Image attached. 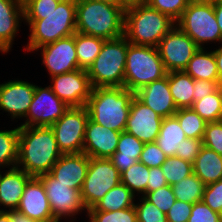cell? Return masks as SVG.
I'll use <instances>...</instances> for the list:
<instances>
[{
  "label": "cell",
  "instance_id": "cell-14",
  "mask_svg": "<svg viewBox=\"0 0 222 222\" xmlns=\"http://www.w3.org/2000/svg\"><path fill=\"white\" fill-rule=\"evenodd\" d=\"M50 78L51 84L49 87L67 106H86L92 91L87 70L77 69Z\"/></svg>",
  "mask_w": 222,
  "mask_h": 222
},
{
  "label": "cell",
  "instance_id": "cell-35",
  "mask_svg": "<svg viewBox=\"0 0 222 222\" xmlns=\"http://www.w3.org/2000/svg\"><path fill=\"white\" fill-rule=\"evenodd\" d=\"M174 116L178 119L186 138L203 139L207 122L192 108L178 109Z\"/></svg>",
  "mask_w": 222,
  "mask_h": 222
},
{
  "label": "cell",
  "instance_id": "cell-25",
  "mask_svg": "<svg viewBox=\"0 0 222 222\" xmlns=\"http://www.w3.org/2000/svg\"><path fill=\"white\" fill-rule=\"evenodd\" d=\"M193 173L205 185L219 181L222 178V155L202 146L193 162Z\"/></svg>",
  "mask_w": 222,
  "mask_h": 222
},
{
  "label": "cell",
  "instance_id": "cell-36",
  "mask_svg": "<svg viewBox=\"0 0 222 222\" xmlns=\"http://www.w3.org/2000/svg\"><path fill=\"white\" fill-rule=\"evenodd\" d=\"M161 169L168 185L172 186L183 178L193 174V163L177 156H170L161 165Z\"/></svg>",
  "mask_w": 222,
  "mask_h": 222
},
{
  "label": "cell",
  "instance_id": "cell-40",
  "mask_svg": "<svg viewBox=\"0 0 222 222\" xmlns=\"http://www.w3.org/2000/svg\"><path fill=\"white\" fill-rule=\"evenodd\" d=\"M144 197L165 214L176 201V197L170 185L148 192Z\"/></svg>",
  "mask_w": 222,
  "mask_h": 222
},
{
  "label": "cell",
  "instance_id": "cell-48",
  "mask_svg": "<svg viewBox=\"0 0 222 222\" xmlns=\"http://www.w3.org/2000/svg\"><path fill=\"white\" fill-rule=\"evenodd\" d=\"M219 81L194 79V101L200 100L206 95L215 92L220 87Z\"/></svg>",
  "mask_w": 222,
  "mask_h": 222
},
{
  "label": "cell",
  "instance_id": "cell-5",
  "mask_svg": "<svg viewBox=\"0 0 222 222\" xmlns=\"http://www.w3.org/2000/svg\"><path fill=\"white\" fill-rule=\"evenodd\" d=\"M175 22L147 3L125 8L124 36L136 45L157 47Z\"/></svg>",
  "mask_w": 222,
  "mask_h": 222
},
{
  "label": "cell",
  "instance_id": "cell-27",
  "mask_svg": "<svg viewBox=\"0 0 222 222\" xmlns=\"http://www.w3.org/2000/svg\"><path fill=\"white\" fill-rule=\"evenodd\" d=\"M193 86L194 79L185 71L169 72V89L177 109L192 107Z\"/></svg>",
  "mask_w": 222,
  "mask_h": 222
},
{
  "label": "cell",
  "instance_id": "cell-16",
  "mask_svg": "<svg viewBox=\"0 0 222 222\" xmlns=\"http://www.w3.org/2000/svg\"><path fill=\"white\" fill-rule=\"evenodd\" d=\"M163 118L136 96L132 98L125 132L143 143L156 142Z\"/></svg>",
  "mask_w": 222,
  "mask_h": 222
},
{
  "label": "cell",
  "instance_id": "cell-11",
  "mask_svg": "<svg viewBox=\"0 0 222 222\" xmlns=\"http://www.w3.org/2000/svg\"><path fill=\"white\" fill-rule=\"evenodd\" d=\"M45 188L47 198L52 210L53 217L58 221L70 219V222L75 221V216L82 211L87 214L81 192L77 189H72L63 183L58 182L50 173H45L39 176ZM74 216V217H73ZM74 218V219H73Z\"/></svg>",
  "mask_w": 222,
  "mask_h": 222
},
{
  "label": "cell",
  "instance_id": "cell-29",
  "mask_svg": "<svg viewBox=\"0 0 222 222\" xmlns=\"http://www.w3.org/2000/svg\"><path fill=\"white\" fill-rule=\"evenodd\" d=\"M185 139V133L175 116L163 118L156 143L168 157L175 156L179 144Z\"/></svg>",
  "mask_w": 222,
  "mask_h": 222
},
{
  "label": "cell",
  "instance_id": "cell-54",
  "mask_svg": "<svg viewBox=\"0 0 222 222\" xmlns=\"http://www.w3.org/2000/svg\"><path fill=\"white\" fill-rule=\"evenodd\" d=\"M0 222H12L11 211H0Z\"/></svg>",
  "mask_w": 222,
  "mask_h": 222
},
{
  "label": "cell",
  "instance_id": "cell-41",
  "mask_svg": "<svg viewBox=\"0 0 222 222\" xmlns=\"http://www.w3.org/2000/svg\"><path fill=\"white\" fill-rule=\"evenodd\" d=\"M202 142L203 146L222 155V121L206 124Z\"/></svg>",
  "mask_w": 222,
  "mask_h": 222
},
{
  "label": "cell",
  "instance_id": "cell-20",
  "mask_svg": "<svg viewBox=\"0 0 222 222\" xmlns=\"http://www.w3.org/2000/svg\"><path fill=\"white\" fill-rule=\"evenodd\" d=\"M88 165L89 156L83 152L77 154H62L53 165L50 174L54 176L58 182L81 192Z\"/></svg>",
  "mask_w": 222,
  "mask_h": 222
},
{
  "label": "cell",
  "instance_id": "cell-12",
  "mask_svg": "<svg viewBox=\"0 0 222 222\" xmlns=\"http://www.w3.org/2000/svg\"><path fill=\"white\" fill-rule=\"evenodd\" d=\"M157 49L165 70L169 73L184 71L199 47L175 24L161 39Z\"/></svg>",
  "mask_w": 222,
  "mask_h": 222
},
{
  "label": "cell",
  "instance_id": "cell-47",
  "mask_svg": "<svg viewBox=\"0 0 222 222\" xmlns=\"http://www.w3.org/2000/svg\"><path fill=\"white\" fill-rule=\"evenodd\" d=\"M192 206L191 203L176 200L166 213L167 222H187Z\"/></svg>",
  "mask_w": 222,
  "mask_h": 222
},
{
  "label": "cell",
  "instance_id": "cell-53",
  "mask_svg": "<svg viewBox=\"0 0 222 222\" xmlns=\"http://www.w3.org/2000/svg\"><path fill=\"white\" fill-rule=\"evenodd\" d=\"M142 3H146V0H119V5H122L124 8Z\"/></svg>",
  "mask_w": 222,
  "mask_h": 222
},
{
  "label": "cell",
  "instance_id": "cell-37",
  "mask_svg": "<svg viewBox=\"0 0 222 222\" xmlns=\"http://www.w3.org/2000/svg\"><path fill=\"white\" fill-rule=\"evenodd\" d=\"M89 222H137L135 207L117 211H87Z\"/></svg>",
  "mask_w": 222,
  "mask_h": 222
},
{
  "label": "cell",
  "instance_id": "cell-32",
  "mask_svg": "<svg viewBox=\"0 0 222 222\" xmlns=\"http://www.w3.org/2000/svg\"><path fill=\"white\" fill-rule=\"evenodd\" d=\"M171 187L176 200L194 204L202 201L206 185L193 173Z\"/></svg>",
  "mask_w": 222,
  "mask_h": 222
},
{
  "label": "cell",
  "instance_id": "cell-8",
  "mask_svg": "<svg viewBox=\"0 0 222 222\" xmlns=\"http://www.w3.org/2000/svg\"><path fill=\"white\" fill-rule=\"evenodd\" d=\"M175 24L199 48H205L204 44L210 42L222 44V33L216 20L213 3L191 0Z\"/></svg>",
  "mask_w": 222,
  "mask_h": 222
},
{
  "label": "cell",
  "instance_id": "cell-56",
  "mask_svg": "<svg viewBox=\"0 0 222 222\" xmlns=\"http://www.w3.org/2000/svg\"><path fill=\"white\" fill-rule=\"evenodd\" d=\"M201 1L209 2V3H216L221 0H201Z\"/></svg>",
  "mask_w": 222,
  "mask_h": 222
},
{
  "label": "cell",
  "instance_id": "cell-2",
  "mask_svg": "<svg viewBox=\"0 0 222 222\" xmlns=\"http://www.w3.org/2000/svg\"><path fill=\"white\" fill-rule=\"evenodd\" d=\"M29 26V40L24 51L37 48L76 33V0L58 3L49 14H24Z\"/></svg>",
  "mask_w": 222,
  "mask_h": 222
},
{
  "label": "cell",
  "instance_id": "cell-44",
  "mask_svg": "<svg viewBox=\"0 0 222 222\" xmlns=\"http://www.w3.org/2000/svg\"><path fill=\"white\" fill-rule=\"evenodd\" d=\"M202 201L213 211L222 215V178L206 185Z\"/></svg>",
  "mask_w": 222,
  "mask_h": 222
},
{
  "label": "cell",
  "instance_id": "cell-49",
  "mask_svg": "<svg viewBox=\"0 0 222 222\" xmlns=\"http://www.w3.org/2000/svg\"><path fill=\"white\" fill-rule=\"evenodd\" d=\"M168 185L161 167L149 168L147 193Z\"/></svg>",
  "mask_w": 222,
  "mask_h": 222
},
{
  "label": "cell",
  "instance_id": "cell-52",
  "mask_svg": "<svg viewBox=\"0 0 222 222\" xmlns=\"http://www.w3.org/2000/svg\"><path fill=\"white\" fill-rule=\"evenodd\" d=\"M214 12L216 15V20L218 23V26L220 28V31L222 33V0L218 1L216 3H213Z\"/></svg>",
  "mask_w": 222,
  "mask_h": 222
},
{
  "label": "cell",
  "instance_id": "cell-15",
  "mask_svg": "<svg viewBox=\"0 0 222 222\" xmlns=\"http://www.w3.org/2000/svg\"><path fill=\"white\" fill-rule=\"evenodd\" d=\"M41 50L42 63L50 77L79 69L75 49V34L61 38L54 43L37 48Z\"/></svg>",
  "mask_w": 222,
  "mask_h": 222
},
{
  "label": "cell",
  "instance_id": "cell-45",
  "mask_svg": "<svg viewBox=\"0 0 222 222\" xmlns=\"http://www.w3.org/2000/svg\"><path fill=\"white\" fill-rule=\"evenodd\" d=\"M202 146V139L186 138L179 144L175 156L193 163Z\"/></svg>",
  "mask_w": 222,
  "mask_h": 222
},
{
  "label": "cell",
  "instance_id": "cell-7",
  "mask_svg": "<svg viewBox=\"0 0 222 222\" xmlns=\"http://www.w3.org/2000/svg\"><path fill=\"white\" fill-rule=\"evenodd\" d=\"M167 75L157 47L129 42L124 75V87L134 93Z\"/></svg>",
  "mask_w": 222,
  "mask_h": 222
},
{
  "label": "cell",
  "instance_id": "cell-9",
  "mask_svg": "<svg viewBox=\"0 0 222 222\" xmlns=\"http://www.w3.org/2000/svg\"><path fill=\"white\" fill-rule=\"evenodd\" d=\"M121 182V173L110 159L91 158L81 197L87 209L92 208L103 196Z\"/></svg>",
  "mask_w": 222,
  "mask_h": 222
},
{
  "label": "cell",
  "instance_id": "cell-46",
  "mask_svg": "<svg viewBox=\"0 0 222 222\" xmlns=\"http://www.w3.org/2000/svg\"><path fill=\"white\" fill-rule=\"evenodd\" d=\"M58 3L54 0H23L24 14H49Z\"/></svg>",
  "mask_w": 222,
  "mask_h": 222
},
{
  "label": "cell",
  "instance_id": "cell-21",
  "mask_svg": "<svg viewBox=\"0 0 222 222\" xmlns=\"http://www.w3.org/2000/svg\"><path fill=\"white\" fill-rule=\"evenodd\" d=\"M135 96L162 118L174 116L178 110L169 89V73L139 89Z\"/></svg>",
  "mask_w": 222,
  "mask_h": 222
},
{
  "label": "cell",
  "instance_id": "cell-34",
  "mask_svg": "<svg viewBox=\"0 0 222 222\" xmlns=\"http://www.w3.org/2000/svg\"><path fill=\"white\" fill-rule=\"evenodd\" d=\"M149 178V168L137 161L127 170L121 173V183H123L134 194L145 196L147 194V184Z\"/></svg>",
  "mask_w": 222,
  "mask_h": 222
},
{
  "label": "cell",
  "instance_id": "cell-4",
  "mask_svg": "<svg viewBox=\"0 0 222 222\" xmlns=\"http://www.w3.org/2000/svg\"><path fill=\"white\" fill-rule=\"evenodd\" d=\"M135 93L125 87L92 88L86 108L89 119L107 128L124 132Z\"/></svg>",
  "mask_w": 222,
  "mask_h": 222
},
{
  "label": "cell",
  "instance_id": "cell-38",
  "mask_svg": "<svg viewBox=\"0 0 222 222\" xmlns=\"http://www.w3.org/2000/svg\"><path fill=\"white\" fill-rule=\"evenodd\" d=\"M138 200L134 205L137 222H167L166 214L144 196H139Z\"/></svg>",
  "mask_w": 222,
  "mask_h": 222
},
{
  "label": "cell",
  "instance_id": "cell-3",
  "mask_svg": "<svg viewBox=\"0 0 222 222\" xmlns=\"http://www.w3.org/2000/svg\"><path fill=\"white\" fill-rule=\"evenodd\" d=\"M125 8L97 0H76V32L115 39L124 35Z\"/></svg>",
  "mask_w": 222,
  "mask_h": 222
},
{
  "label": "cell",
  "instance_id": "cell-43",
  "mask_svg": "<svg viewBox=\"0 0 222 222\" xmlns=\"http://www.w3.org/2000/svg\"><path fill=\"white\" fill-rule=\"evenodd\" d=\"M187 222H222V215L213 211L203 201H199L193 204Z\"/></svg>",
  "mask_w": 222,
  "mask_h": 222
},
{
  "label": "cell",
  "instance_id": "cell-57",
  "mask_svg": "<svg viewBox=\"0 0 222 222\" xmlns=\"http://www.w3.org/2000/svg\"><path fill=\"white\" fill-rule=\"evenodd\" d=\"M54 1L61 3V2H66L68 0H54Z\"/></svg>",
  "mask_w": 222,
  "mask_h": 222
},
{
  "label": "cell",
  "instance_id": "cell-17",
  "mask_svg": "<svg viewBox=\"0 0 222 222\" xmlns=\"http://www.w3.org/2000/svg\"><path fill=\"white\" fill-rule=\"evenodd\" d=\"M35 85L22 79L0 84V110L8 112L13 120L25 118L34 97Z\"/></svg>",
  "mask_w": 222,
  "mask_h": 222
},
{
  "label": "cell",
  "instance_id": "cell-22",
  "mask_svg": "<svg viewBox=\"0 0 222 222\" xmlns=\"http://www.w3.org/2000/svg\"><path fill=\"white\" fill-rule=\"evenodd\" d=\"M24 21L23 0H0V52L12 49L19 27Z\"/></svg>",
  "mask_w": 222,
  "mask_h": 222
},
{
  "label": "cell",
  "instance_id": "cell-33",
  "mask_svg": "<svg viewBox=\"0 0 222 222\" xmlns=\"http://www.w3.org/2000/svg\"><path fill=\"white\" fill-rule=\"evenodd\" d=\"M19 126L11 130H0V167H16L18 160Z\"/></svg>",
  "mask_w": 222,
  "mask_h": 222
},
{
  "label": "cell",
  "instance_id": "cell-1",
  "mask_svg": "<svg viewBox=\"0 0 222 222\" xmlns=\"http://www.w3.org/2000/svg\"><path fill=\"white\" fill-rule=\"evenodd\" d=\"M61 155L51 127L19 126L16 167L32 177H39L50 173Z\"/></svg>",
  "mask_w": 222,
  "mask_h": 222
},
{
  "label": "cell",
  "instance_id": "cell-39",
  "mask_svg": "<svg viewBox=\"0 0 222 222\" xmlns=\"http://www.w3.org/2000/svg\"><path fill=\"white\" fill-rule=\"evenodd\" d=\"M190 2L191 0H146V3L150 7L167 15L175 23L179 20Z\"/></svg>",
  "mask_w": 222,
  "mask_h": 222
},
{
  "label": "cell",
  "instance_id": "cell-50",
  "mask_svg": "<svg viewBox=\"0 0 222 222\" xmlns=\"http://www.w3.org/2000/svg\"><path fill=\"white\" fill-rule=\"evenodd\" d=\"M11 221L12 222H58L57 220L34 221V220H31L26 215L18 212L17 210L11 211Z\"/></svg>",
  "mask_w": 222,
  "mask_h": 222
},
{
  "label": "cell",
  "instance_id": "cell-26",
  "mask_svg": "<svg viewBox=\"0 0 222 222\" xmlns=\"http://www.w3.org/2000/svg\"><path fill=\"white\" fill-rule=\"evenodd\" d=\"M199 48L184 70L193 79L219 81L217 63L213 51Z\"/></svg>",
  "mask_w": 222,
  "mask_h": 222
},
{
  "label": "cell",
  "instance_id": "cell-13",
  "mask_svg": "<svg viewBox=\"0 0 222 222\" xmlns=\"http://www.w3.org/2000/svg\"><path fill=\"white\" fill-rule=\"evenodd\" d=\"M67 106L59 99L49 86L42 88L35 85L34 97L26 114L24 123L19 126L50 127L67 110Z\"/></svg>",
  "mask_w": 222,
  "mask_h": 222
},
{
  "label": "cell",
  "instance_id": "cell-31",
  "mask_svg": "<svg viewBox=\"0 0 222 222\" xmlns=\"http://www.w3.org/2000/svg\"><path fill=\"white\" fill-rule=\"evenodd\" d=\"M207 123L222 121V89L194 101L191 107Z\"/></svg>",
  "mask_w": 222,
  "mask_h": 222
},
{
  "label": "cell",
  "instance_id": "cell-28",
  "mask_svg": "<svg viewBox=\"0 0 222 222\" xmlns=\"http://www.w3.org/2000/svg\"><path fill=\"white\" fill-rule=\"evenodd\" d=\"M135 195L123 183H119L110 189L102 199L87 211H117L133 207L135 205Z\"/></svg>",
  "mask_w": 222,
  "mask_h": 222
},
{
  "label": "cell",
  "instance_id": "cell-24",
  "mask_svg": "<svg viewBox=\"0 0 222 222\" xmlns=\"http://www.w3.org/2000/svg\"><path fill=\"white\" fill-rule=\"evenodd\" d=\"M145 143L134 135L121 132L116 152L109 158L120 173L139 161Z\"/></svg>",
  "mask_w": 222,
  "mask_h": 222
},
{
  "label": "cell",
  "instance_id": "cell-19",
  "mask_svg": "<svg viewBox=\"0 0 222 222\" xmlns=\"http://www.w3.org/2000/svg\"><path fill=\"white\" fill-rule=\"evenodd\" d=\"M16 210L34 221L56 220L52 215L44 185L39 177H32L27 182Z\"/></svg>",
  "mask_w": 222,
  "mask_h": 222
},
{
  "label": "cell",
  "instance_id": "cell-42",
  "mask_svg": "<svg viewBox=\"0 0 222 222\" xmlns=\"http://www.w3.org/2000/svg\"><path fill=\"white\" fill-rule=\"evenodd\" d=\"M167 155L158 146L156 142L145 143L143 151L140 154L139 161L148 168L161 167L166 161Z\"/></svg>",
  "mask_w": 222,
  "mask_h": 222
},
{
  "label": "cell",
  "instance_id": "cell-6",
  "mask_svg": "<svg viewBox=\"0 0 222 222\" xmlns=\"http://www.w3.org/2000/svg\"><path fill=\"white\" fill-rule=\"evenodd\" d=\"M128 45L124 35L104 41L100 53L87 70L92 88L124 87Z\"/></svg>",
  "mask_w": 222,
  "mask_h": 222
},
{
  "label": "cell",
  "instance_id": "cell-55",
  "mask_svg": "<svg viewBox=\"0 0 222 222\" xmlns=\"http://www.w3.org/2000/svg\"><path fill=\"white\" fill-rule=\"evenodd\" d=\"M97 1L107 2L110 4H119V0H97Z\"/></svg>",
  "mask_w": 222,
  "mask_h": 222
},
{
  "label": "cell",
  "instance_id": "cell-23",
  "mask_svg": "<svg viewBox=\"0 0 222 222\" xmlns=\"http://www.w3.org/2000/svg\"><path fill=\"white\" fill-rule=\"evenodd\" d=\"M4 172L2 171L0 176V206H4L1 211L16 210L20 204L24 188L32 176L18 167L8 168Z\"/></svg>",
  "mask_w": 222,
  "mask_h": 222
},
{
  "label": "cell",
  "instance_id": "cell-51",
  "mask_svg": "<svg viewBox=\"0 0 222 222\" xmlns=\"http://www.w3.org/2000/svg\"><path fill=\"white\" fill-rule=\"evenodd\" d=\"M213 53L217 63L219 83L222 84V44L216 50H213Z\"/></svg>",
  "mask_w": 222,
  "mask_h": 222
},
{
  "label": "cell",
  "instance_id": "cell-30",
  "mask_svg": "<svg viewBox=\"0 0 222 222\" xmlns=\"http://www.w3.org/2000/svg\"><path fill=\"white\" fill-rule=\"evenodd\" d=\"M104 41V39L95 36L75 33V49L79 69H89L100 53Z\"/></svg>",
  "mask_w": 222,
  "mask_h": 222
},
{
  "label": "cell",
  "instance_id": "cell-18",
  "mask_svg": "<svg viewBox=\"0 0 222 222\" xmlns=\"http://www.w3.org/2000/svg\"><path fill=\"white\" fill-rule=\"evenodd\" d=\"M121 132L111 130L88 119L83 153L91 158L109 159L115 152Z\"/></svg>",
  "mask_w": 222,
  "mask_h": 222
},
{
  "label": "cell",
  "instance_id": "cell-10",
  "mask_svg": "<svg viewBox=\"0 0 222 222\" xmlns=\"http://www.w3.org/2000/svg\"><path fill=\"white\" fill-rule=\"evenodd\" d=\"M89 119L86 107H69L50 127L62 154L83 152L84 136Z\"/></svg>",
  "mask_w": 222,
  "mask_h": 222
}]
</instances>
